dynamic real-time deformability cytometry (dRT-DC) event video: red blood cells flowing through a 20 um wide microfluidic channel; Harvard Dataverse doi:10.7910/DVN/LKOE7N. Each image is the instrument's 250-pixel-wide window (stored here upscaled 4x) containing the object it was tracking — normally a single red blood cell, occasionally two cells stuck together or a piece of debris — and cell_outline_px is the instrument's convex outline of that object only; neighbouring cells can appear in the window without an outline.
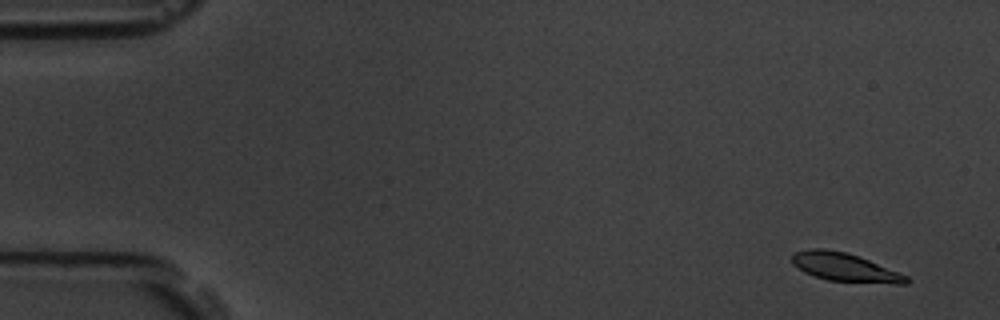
{"species": "common noctule bat (a hibernating species)", "species_latin": "Nyctalus noctula", "temperature_condition": "room temperature", "stored_images_in_passage": 5, "camera_frame_rate_fps": 3000, "um_per_image_px": 0.085, "animal": {"sex": "male", "body_mass_g": 19.5, "forearm_length_mm": 54.6}, "frame": {"image": 1, "passage_image": 1, "time_ms": 0.0, "image_size_px": [1000, 320], "cell_outline_px": [[912, 280], [908, 284], [896, 284], [828, 280], [804, 272], [792, 264], [792, 256], [796, 252], [808, 248], [820, 248], [848, 252], [860, 256], [908, 276]], "centroid_in_image_um": [71.85, 22.71], "position_along_channel_um": 13.2, "area_um2": 19.02}}
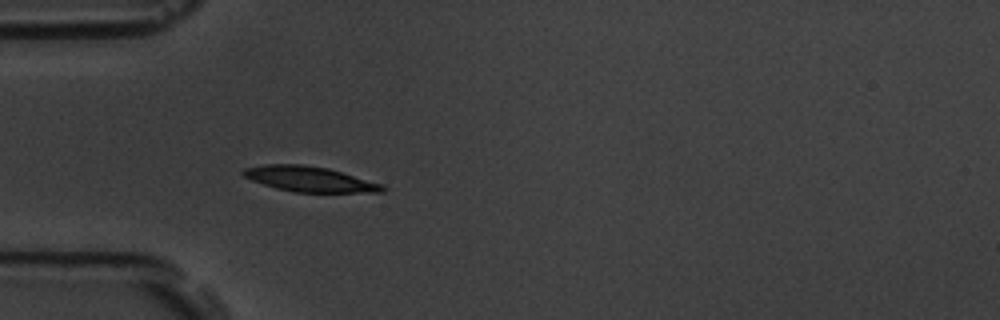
{"frame": {"image": 2, "passage_image": 5, "time_ms": 1.333, "image_size_px": [1000, 320], "cell_outline_px": [[388, 188], [384, 192], [292, 192], [276, 188], [252, 180], [244, 176], [240, 172], [244, 168], [264, 164], [300, 164], [328, 168], [380, 184]], "centroid_in_image_um": [26.27, 15.22], "position_along_channel_um": 58.7, "area_um2": 20.29}}